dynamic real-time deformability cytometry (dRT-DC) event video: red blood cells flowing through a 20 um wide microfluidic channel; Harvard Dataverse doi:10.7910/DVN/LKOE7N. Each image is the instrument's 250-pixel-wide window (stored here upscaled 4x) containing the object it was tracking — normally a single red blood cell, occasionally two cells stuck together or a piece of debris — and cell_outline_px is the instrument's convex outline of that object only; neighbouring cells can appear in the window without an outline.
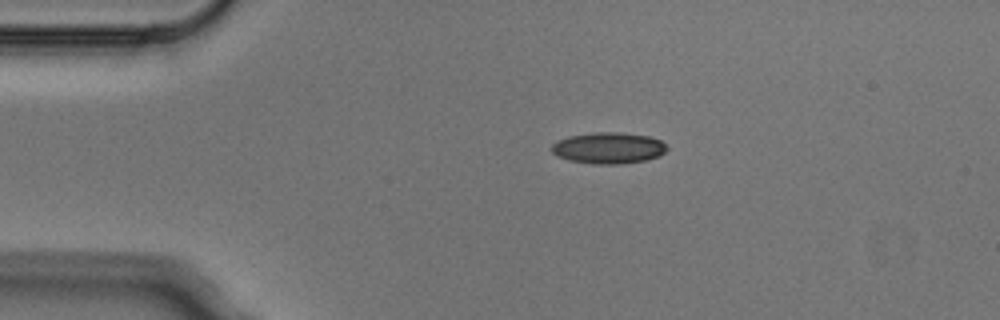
{"species": "Egyptian fruit bat (a non-hibernating species)", "species_latin": "Rousettus aegyptiacus", "temperature_condition": "cold", "stored_images_in_passage": 2, "camera_frame_rate_fps": 3000, "um_per_image_px": 0.085, "animal": {"sex": "male"}, "frame": {"image": 1, "passage_image": 1, "time_ms": 0.0, "image_size_px": [1000, 320], "cell_outline_px": [[668, 148], [660, 156], [648, 160], [620, 164], [592, 164], [568, 160], [556, 156], [552, 152], [552, 144], [556, 140], [568, 136], [592, 132], [620, 132], [648, 136], [660, 140]], "centroid_in_image_um": [51.7, 12.58], "position_along_channel_um": 33.3, "area_um2": 21.27}}